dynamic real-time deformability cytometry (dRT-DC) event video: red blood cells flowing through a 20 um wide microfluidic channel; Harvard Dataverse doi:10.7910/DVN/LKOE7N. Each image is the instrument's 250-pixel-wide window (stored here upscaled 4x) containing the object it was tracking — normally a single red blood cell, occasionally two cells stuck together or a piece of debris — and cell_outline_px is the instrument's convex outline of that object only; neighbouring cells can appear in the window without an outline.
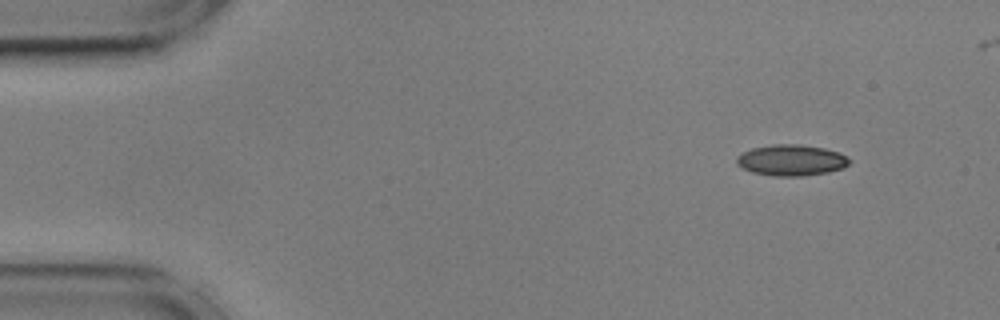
{"species": "common noctule bat (a hibernating species)", "species_latin": "Nyctalus noctula", "temperature_condition": "cold", "stored_images_in_passage": 46, "camera_frame_rate_fps": 3000, "um_per_image_px": 0.085, "animal": {"sex": "male", "body_mass_g": 17.9, "forearm_length_mm": 54.2}, "frame": {"image": 1, "passage_image": 1, "time_ms": 0.0, "image_size_px": [1000, 320], "cell_outline_px": [[852, 160], [848, 164], [840, 168], [828, 172], [800, 176], [776, 176], [752, 172], [736, 164], [736, 156], [752, 148], [772, 144], [800, 144], [824, 148], [840, 152]], "centroid_in_image_um": [67.26, 13.6], "position_along_channel_um": 17.7, "area_um2": 20.35}}
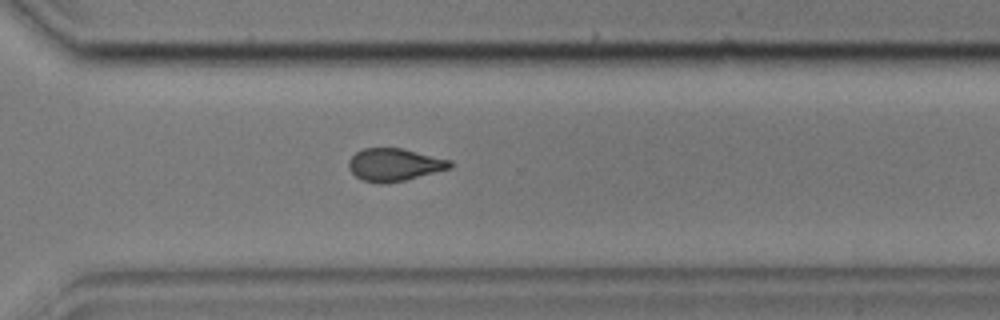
{"frame": {"image": 2, "passage_image": 35, "time_ms": 11.333, "image_size_px": [1000, 320], "cell_outline_px": [[452, 168], [404, 180], [384, 184], [380, 184], [364, 180], [356, 176], [348, 168], [348, 160], [356, 152], [364, 148], [404, 148], [452, 160]], "centroid_in_image_um": [33.54, 13.99], "position_along_channel_um": 337.1, "area_um2": 19.36}}
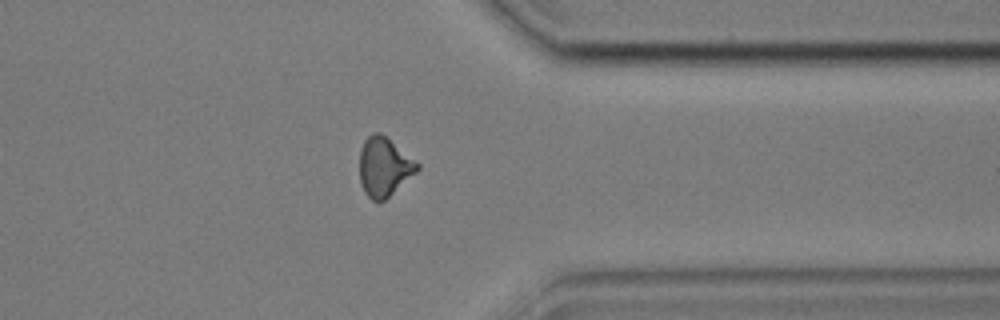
{"frame": {"image": 3, "passage_image": 39, "time_ms": 12.667, "image_size_px": [1000, 320], "cell_outline_px": [[420, 168], [416, 172], [380, 204], [372, 200], [364, 192], [360, 184], [360, 148], [364, 140], [372, 132], [380, 132], [388, 136], [420, 164]], "centroid_in_image_um": [32.64, 14.16], "position_along_channel_um": 378.8, "area_um2": 20.17}}